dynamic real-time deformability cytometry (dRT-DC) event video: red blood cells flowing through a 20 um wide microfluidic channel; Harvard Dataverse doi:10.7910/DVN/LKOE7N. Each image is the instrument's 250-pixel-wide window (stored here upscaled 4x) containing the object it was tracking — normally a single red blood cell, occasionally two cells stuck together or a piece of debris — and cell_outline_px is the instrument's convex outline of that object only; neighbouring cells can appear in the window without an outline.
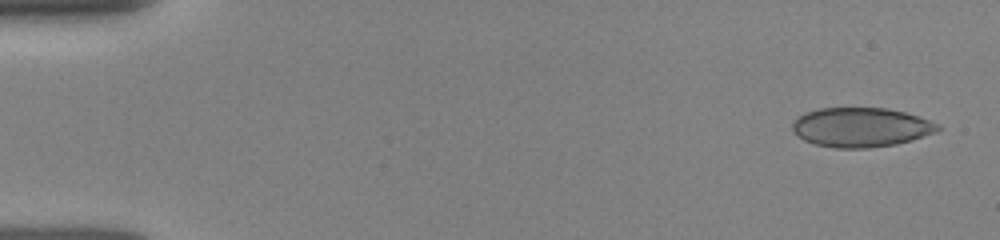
{"species": "human", "species_latin": "Homo sapiens", "temperature_condition": "room temperature", "stored_images_in_passage": 16, "camera_frame_rate_fps": 3000, "um_per_image_px": 0.085, "donor": {"sex": "female"}, "frame": {"image": 1, "passage_image": 1, "time_ms": 0.0, "image_size_px": [1000, 240], "cell_outline_px": [[940, 128], [936, 132], [896, 144], [868, 148], [836, 148], [816, 144], [804, 140], [796, 136], [792, 132], [792, 124], [804, 112], [820, 108], [888, 108], [904, 112], [940, 124]], "centroid_in_image_um": [73.14, 10.82], "position_along_channel_um": 11.9, "area_um2": 33.23}}
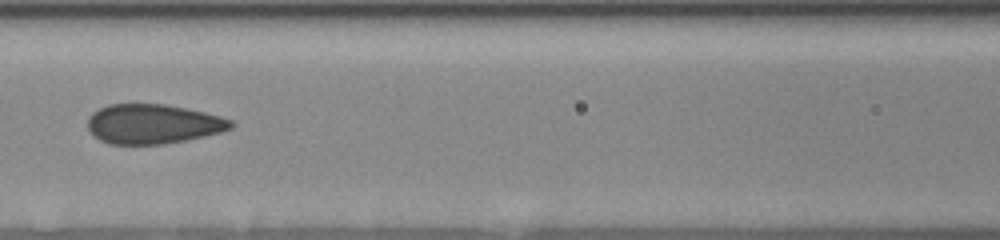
{"frame": {"image": 2, "passage_image": 10, "time_ms": 6.667, "image_size_px": [1000, 240], "cell_outline_px": [[236, 124], [232, 128], [220, 132], [204, 136], [164, 144], [112, 144], [100, 140], [92, 136], [88, 128], [88, 116], [92, 112], [108, 104], [164, 104], [204, 112], [220, 116], [232, 120]], "centroid_in_image_um": [12.99, 10.54], "position_along_channel_um": 153.6, "area_um2": 33.06}}
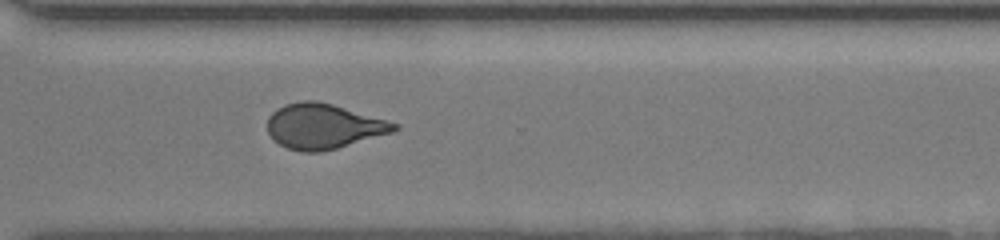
{"frame": {"image": 3, "passage_image": 16, "time_ms": 11.333, "image_size_px": [1000, 240], "cell_outline_px": [[400, 128], [392, 132], [336, 148], [320, 152], [304, 152], [288, 148], [272, 140], [268, 132], [268, 116], [276, 108], [284, 104], [304, 100], [316, 100], [332, 104], [400, 124]], "centroid_in_image_um": [27.46, 10.72], "position_along_channel_um": 343.1, "area_um2": 33.18}}